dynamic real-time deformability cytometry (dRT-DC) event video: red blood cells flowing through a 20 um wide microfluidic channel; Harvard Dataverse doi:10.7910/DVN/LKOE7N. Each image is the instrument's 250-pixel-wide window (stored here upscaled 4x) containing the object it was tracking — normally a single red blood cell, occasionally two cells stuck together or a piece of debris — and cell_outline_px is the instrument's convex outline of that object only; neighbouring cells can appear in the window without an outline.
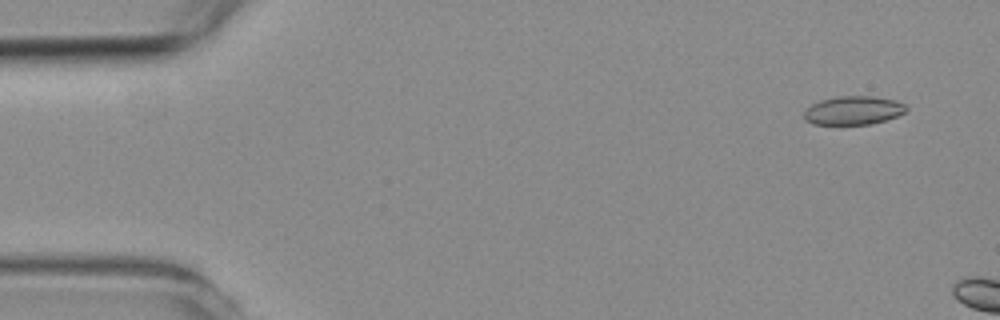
{"species": "common noctule bat (a hibernating species)", "species_latin": "Nyctalus noctula", "temperature_condition": "room temperature", "stored_images_in_passage": 2, "camera_frame_rate_fps": 3000, "um_per_image_px": 0.085, "animal": {"sex": "female", "body_mass_g": 19.3, "forearm_length_mm": 54.1}, "frame": {"image": 1, "passage_image": 1, "time_ms": 0.0, "image_size_px": [1000, 320], "cell_outline_px": [[908, 108], [904, 112], [896, 116], [872, 124], [812, 124], [804, 120], [804, 108], [820, 100], [836, 96], [876, 96], [896, 100], [904, 104]], "centroid_in_image_um": [72.5, 9.37], "position_along_channel_um": 12.5, "area_um2": 17.17}}